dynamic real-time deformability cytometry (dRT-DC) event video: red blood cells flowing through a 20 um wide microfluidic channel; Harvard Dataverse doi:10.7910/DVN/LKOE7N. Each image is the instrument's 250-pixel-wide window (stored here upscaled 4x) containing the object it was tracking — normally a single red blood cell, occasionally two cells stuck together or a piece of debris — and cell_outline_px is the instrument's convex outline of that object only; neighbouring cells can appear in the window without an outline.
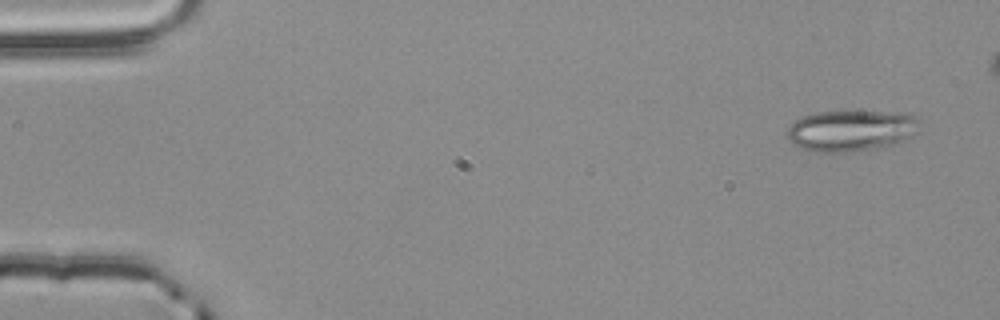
{"species": "common noctule bat (a hibernating species)", "species_latin": "Nyctalus noctula", "temperature_condition": "room temperature", "stored_images_in_passage": 4, "camera_frame_rate_fps": 3000, "um_per_image_px": 0.085, "animal": {"sex": "male", "body_mass_g": 20.4}, "frame": {"image": 1, "passage_image": 1, "time_ms": 0.0, "image_size_px": [1000, 320], "cell_outline_px": [[920, 132], [900, 144], [864, 152], [808, 152], [792, 144], [788, 140], [788, 128], [796, 120], [804, 116], [816, 112], [912, 112], [920, 120]], "centroid_in_image_um": [72.46, 11.13], "position_along_channel_um": 12.5, "area_um2": 32.89}}